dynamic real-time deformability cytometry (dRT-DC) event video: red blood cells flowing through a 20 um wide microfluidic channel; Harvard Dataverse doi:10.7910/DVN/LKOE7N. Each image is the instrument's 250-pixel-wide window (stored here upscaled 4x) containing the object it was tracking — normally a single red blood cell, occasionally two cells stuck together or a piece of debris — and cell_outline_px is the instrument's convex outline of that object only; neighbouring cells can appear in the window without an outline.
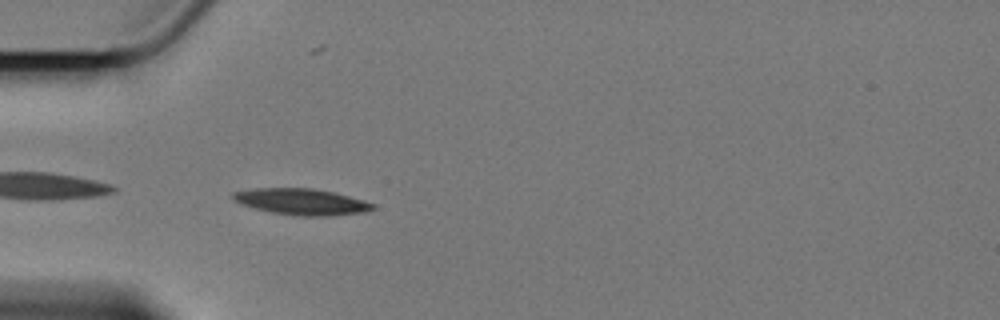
{"species": "Egyptian fruit bat (a non-hibernating species)", "species_latin": "Rousettus aegyptiacus", "temperature_condition": "cold", "stored_images_in_passage": 36, "camera_frame_rate_fps": 3000, "um_per_image_px": 0.085, "animal": {"sex": "female"}, "frame": {"image": 1, "passage_image": 2, "time_ms": 0.333, "image_size_px": [1000, 320], "cell_outline_px": [[376, 208], [364, 212], [328, 216], [300, 216], [272, 212], [240, 204], [232, 200], [232, 192], [256, 188], [312, 188], [332, 192], [364, 200], [376, 204]], "centroid_in_image_um": [25.63, 17.14], "position_along_channel_um": 59.4, "area_um2": 21.33}}
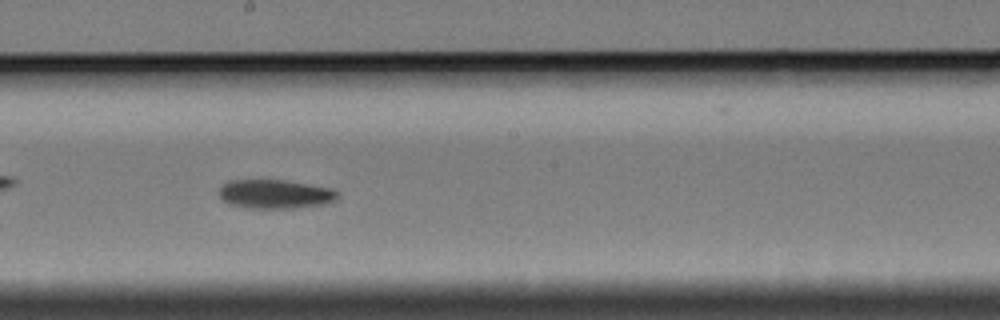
{"frame": {"image": 2, "passage_image": 17, "time_ms": 5.333, "image_size_px": [1000, 320], "cell_outline_px": [[340, 196], [336, 200], [324, 204], [296, 208], [248, 208], [232, 204], [224, 200], [220, 196], [220, 188], [228, 180], [284, 180], [332, 188], [340, 192]], "centroid_in_image_um": [23.45, 16.49], "position_along_channel_um": 224.7, "area_um2": 20.0}}
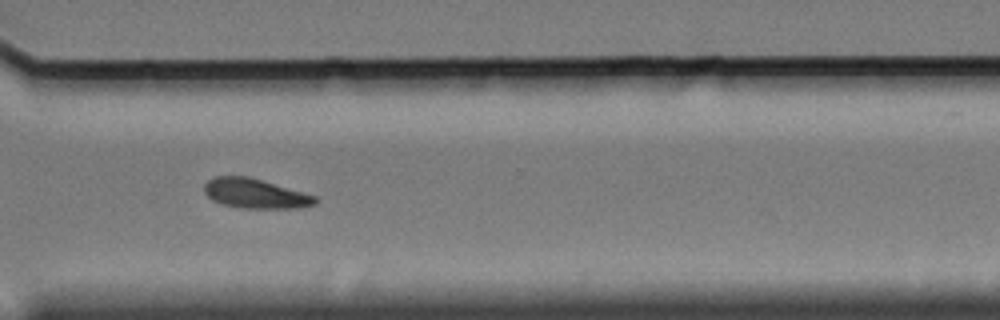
{"frame": {"image": 3, "passage_image": 28, "time_ms": 9.0, "image_size_px": [1000, 320], "cell_outline_px": [[316, 204], [300, 208], [240, 208], [224, 204], [212, 200], [204, 192], [204, 184], [208, 180], [216, 176], [248, 176], [316, 196]], "centroid_in_image_um": [21.68, 16.45], "position_along_channel_um": 348.9, "area_um2": 19.02}, "authors_computed_cell_mechanics": {"area_um2": 20.2589, "velocity_mm_per_s": 3.3941, "shape_relaxation_time_tau1_ms": 3.1326, "shape_relaxation_time_tau2_ms": null, "deformation_change_tau1": 0.1121, "deformation_change_tau2": null}}